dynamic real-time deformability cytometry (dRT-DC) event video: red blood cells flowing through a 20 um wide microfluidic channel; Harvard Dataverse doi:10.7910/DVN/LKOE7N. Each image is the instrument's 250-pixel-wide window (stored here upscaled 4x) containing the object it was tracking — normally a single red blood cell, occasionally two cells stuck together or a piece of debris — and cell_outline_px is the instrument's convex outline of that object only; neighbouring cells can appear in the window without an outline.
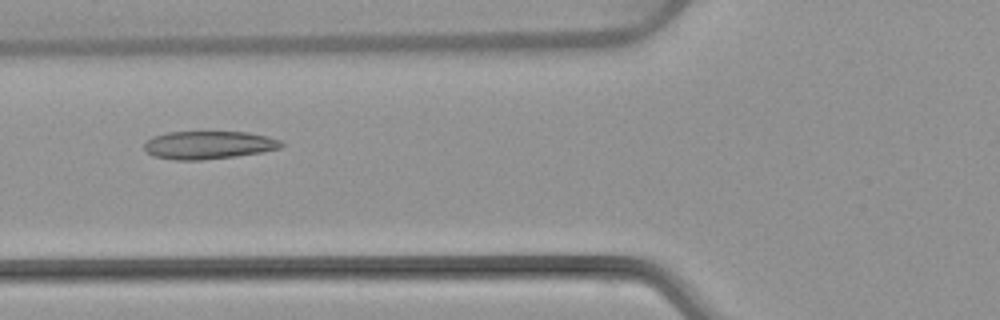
{"species": "common noctule bat (a hibernating species)", "species_latin": "Nyctalus noctula", "temperature_condition": "warm", "stored_images_in_passage": 5, "camera_frame_rate_fps": 3000, "um_per_image_px": 0.085, "animal": {"sex": "female", "body_mass_g": 22.7, "forearm_length_mm": 54.2}, "frame": {"image": 1, "passage_image": 5, "time_ms": 4.667, "image_size_px": [1000, 320], "cell_outline_px": [[284, 144], [280, 148], [260, 152], [236, 156], [200, 160], [176, 160], [152, 156], [144, 148], [144, 144], [152, 136], [168, 132], [248, 132], [268, 136], [280, 140]], "centroid_in_image_um": [17.72, 12.32], "position_along_channel_um": 108.1, "area_um2": 22.31}}